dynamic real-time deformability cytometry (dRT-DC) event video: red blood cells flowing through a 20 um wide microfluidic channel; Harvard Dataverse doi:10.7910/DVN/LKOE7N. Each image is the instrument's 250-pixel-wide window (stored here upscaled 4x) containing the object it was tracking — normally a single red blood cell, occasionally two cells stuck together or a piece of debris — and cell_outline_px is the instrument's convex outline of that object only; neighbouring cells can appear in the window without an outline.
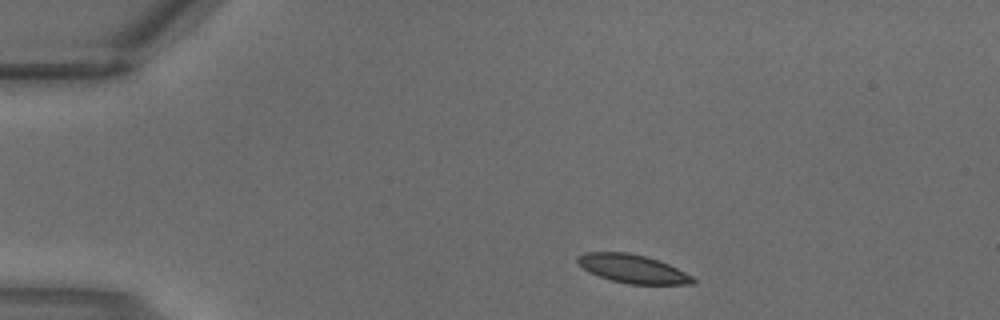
{"species": "common noctule bat (a hibernating species)", "species_latin": "Nyctalus noctula", "temperature_condition": "warm", "stored_images_in_passage": 2, "camera_frame_rate_fps": 3000, "um_per_image_px": 0.085, "animal": {"sex": "male", "body_mass_g": 18.8}, "frame": {"image": 1, "passage_image": 1, "time_ms": 0.0, "image_size_px": [1000, 320], "cell_outline_px": [[696, 280], [692, 284], [628, 284], [612, 280], [588, 272], [576, 260], [576, 256], [584, 252], [628, 252], [644, 256], [668, 264], [692, 276]], "centroid_in_image_um": [53.74, 22.84], "position_along_channel_um": 31.3, "area_um2": 18.9}}